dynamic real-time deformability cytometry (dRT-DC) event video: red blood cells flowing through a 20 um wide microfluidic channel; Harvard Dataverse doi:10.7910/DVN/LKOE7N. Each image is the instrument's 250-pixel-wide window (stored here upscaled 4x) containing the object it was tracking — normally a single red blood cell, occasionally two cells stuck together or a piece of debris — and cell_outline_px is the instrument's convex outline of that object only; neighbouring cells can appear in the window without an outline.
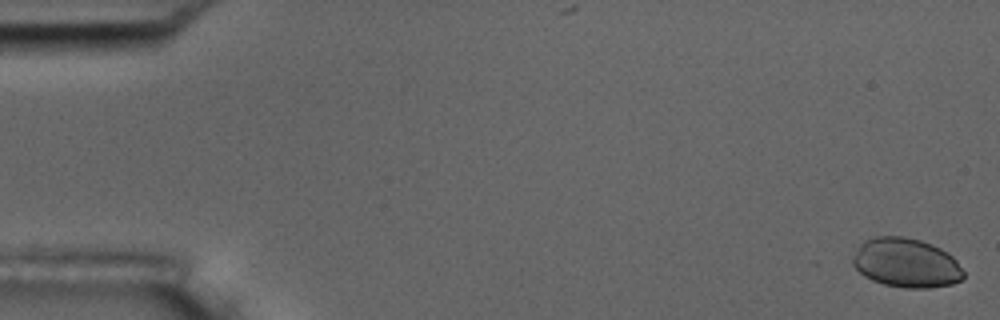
{"species": "common noctule bat (a hibernating species)", "species_latin": "Nyctalus noctula", "temperature_condition": "room temperature", "stored_images_in_passage": 3, "camera_frame_rate_fps": 3000, "um_per_image_px": 0.085, "animal": {"sex": "male", "body_mass_g": 17.5, "forearm_length_mm": 52.3}, "frame": {"image": 1, "passage_image": 1, "time_ms": 0.0, "image_size_px": [1000, 320], "cell_outline_px": [[964, 276], [960, 280], [952, 284], [928, 288], [908, 288], [884, 284], [872, 280], [864, 276], [852, 264], [852, 256], [860, 244], [864, 240], [876, 236], [904, 236], [920, 240], [932, 244], [948, 252], [956, 260], [964, 272]], "centroid_in_image_um": [77.01, 22.33], "position_along_channel_um": 8.0, "area_um2": 31.91}}